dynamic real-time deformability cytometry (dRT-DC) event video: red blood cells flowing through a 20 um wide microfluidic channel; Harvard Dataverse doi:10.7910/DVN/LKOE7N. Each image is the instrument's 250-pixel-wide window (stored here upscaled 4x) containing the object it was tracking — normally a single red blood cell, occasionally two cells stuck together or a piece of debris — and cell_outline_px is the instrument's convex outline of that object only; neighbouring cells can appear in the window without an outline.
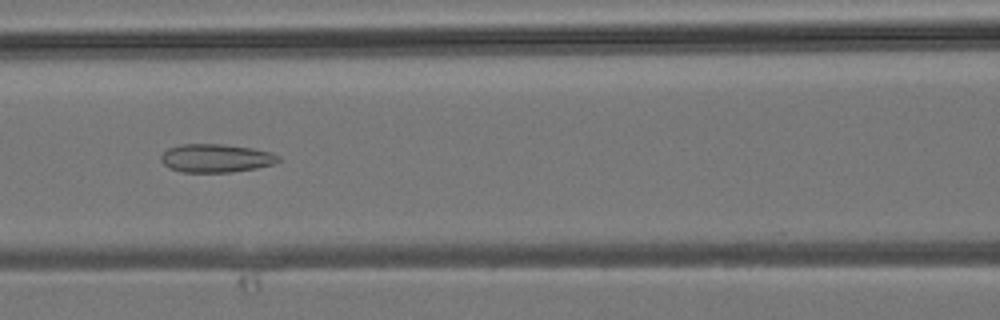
{"species": "common noctule bat (a hibernating species)", "species_latin": "Nyctalus noctula", "temperature_condition": "room temperature", "stored_images_in_passage": 32, "camera_frame_rate_fps": 3000, "um_per_image_px": 0.085, "animal": {"sex": "male", "body_mass_g": 19.2, "forearm_length_mm": 51.8}, "frame": {"image": 1, "passage_image": 9, "time_ms": 2.667, "image_size_px": [1000, 320], "cell_outline_px": [[280, 160], [272, 164], [256, 168], [232, 172], [180, 172], [168, 168], [160, 160], [160, 156], [168, 148], [180, 144], [220, 144], [252, 148], [272, 152], [280, 156]], "centroid_in_image_um": [18.33, 13.44], "position_along_channel_um": 148.3, "area_um2": 19.48}}
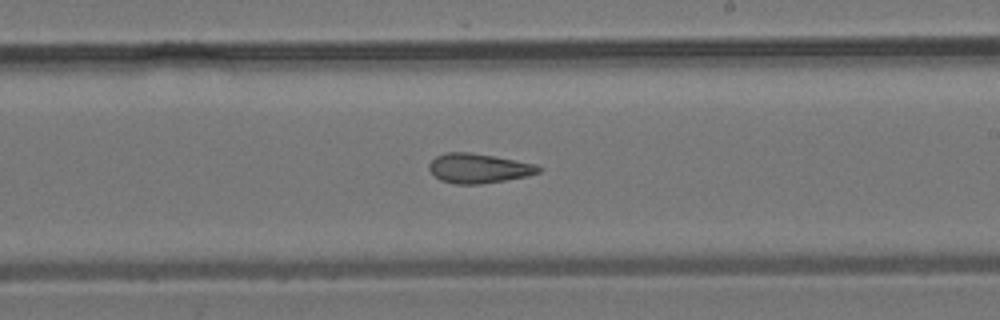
{"frame": {"image": 2, "passage_image": 15, "time_ms": 4.667, "image_size_px": [1000, 320], "cell_outline_px": [[544, 168], [540, 172], [528, 176], [480, 184], [456, 184], [440, 180], [428, 168], [428, 164], [436, 156], [448, 152], [468, 152], [492, 156], [536, 164]], "centroid_in_image_um": [40.69, 14.31], "position_along_channel_um": 248.3, "area_um2": 18.73}}
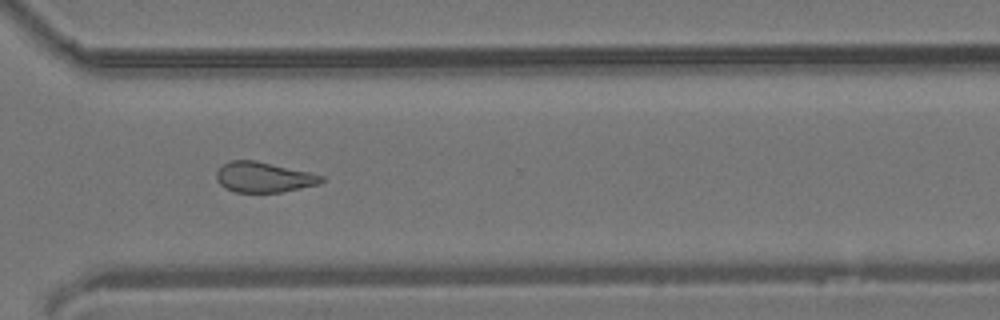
{"frame": {"image": 3, "passage_image": 21, "time_ms": 6.667, "image_size_px": [1000, 320], "cell_outline_px": [[324, 180], [320, 184], [280, 192], [236, 192], [224, 188], [216, 180], [216, 172], [224, 164], [232, 160], [256, 160], [308, 172], [324, 176]], "centroid_in_image_um": [22.4, 15.06], "position_along_channel_um": 348.2, "area_um2": 18.44}}